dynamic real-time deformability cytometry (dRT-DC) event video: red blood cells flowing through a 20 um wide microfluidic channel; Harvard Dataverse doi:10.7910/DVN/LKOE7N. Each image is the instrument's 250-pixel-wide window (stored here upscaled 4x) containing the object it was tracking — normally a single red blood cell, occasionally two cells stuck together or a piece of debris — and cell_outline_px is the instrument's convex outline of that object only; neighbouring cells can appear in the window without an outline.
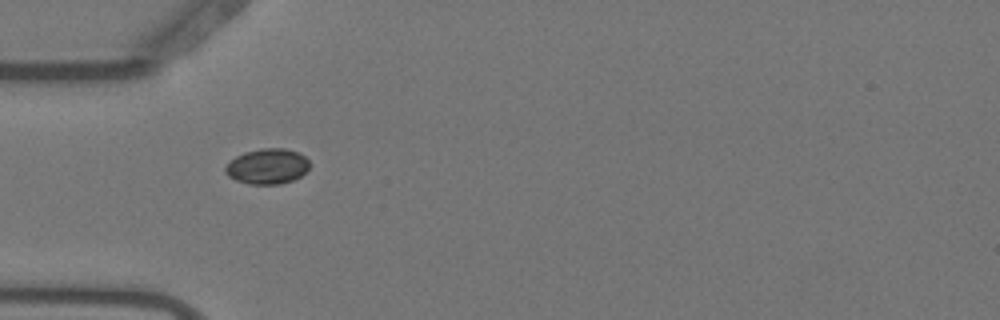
{"species": "Egyptian fruit bat (a non-hibernating species)", "species_latin": "Rousettus aegyptiacus", "temperature_condition": "warm", "stored_images_in_passage": 7, "camera_frame_rate_fps": 3000, "um_per_image_px": 0.085, "animal": {"sex": "female"}, "frame": {"image": 1, "passage_image": 5, "time_ms": 1.333, "image_size_px": [1000, 320], "cell_outline_px": [[308, 168], [300, 176], [292, 180], [280, 184], [248, 184], [236, 180], [228, 176], [224, 172], [224, 168], [236, 156], [244, 152], [260, 148], [284, 148], [300, 152], [308, 160]], "centroid_in_image_um": [22.71, 14.13], "position_along_channel_um": 62.3, "area_um2": 17.34}}
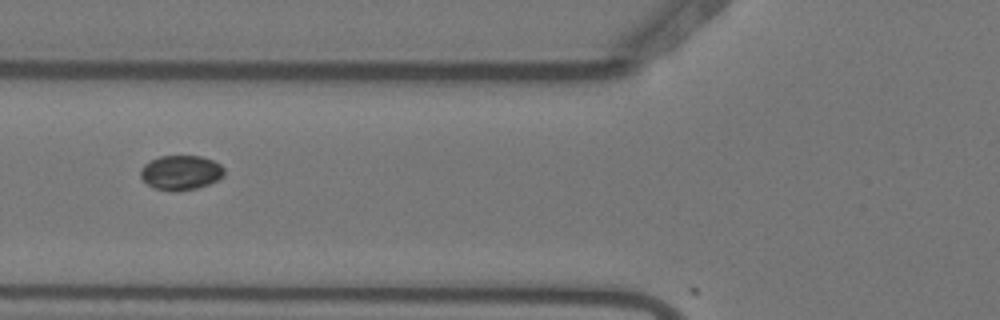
{"frame": {"image": 2, "passage_image": 6, "time_ms": 1.667, "image_size_px": [1000, 320], "cell_outline_px": [[224, 176], [208, 184], [196, 188], [176, 192], [156, 188], [148, 184], [140, 176], [140, 168], [144, 164], [160, 156], [200, 156], [212, 160], [220, 164], [224, 168]], "centroid_in_image_um": [15.37, 14.67], "position_along_channel_um": 110.4, "area_um2": 16.76}}